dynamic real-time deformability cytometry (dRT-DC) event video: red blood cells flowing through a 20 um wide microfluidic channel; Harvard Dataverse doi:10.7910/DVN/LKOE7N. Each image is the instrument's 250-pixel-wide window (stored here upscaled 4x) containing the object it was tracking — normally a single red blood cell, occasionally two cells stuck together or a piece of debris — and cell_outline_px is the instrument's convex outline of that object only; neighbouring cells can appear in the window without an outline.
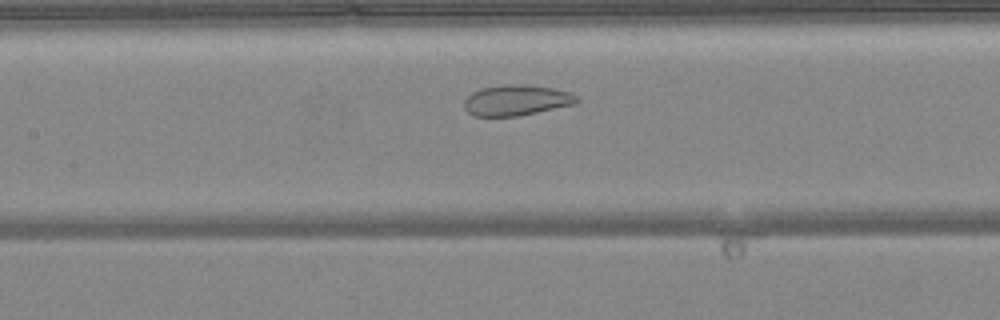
{"species": "common noctule bat (a hibernating species)", "species_latin": "Nyctalus noctula", "temperature_condition": "warm", "stored_images_in_passage": 32, "camera_frame_rate_fps": 3000, "um_per_image_px": 0.085, "animal": {"sex": "female", "body_mass_g": 24.6, "forearm_length_mm": 56.2}, "frame": {"image": 1, "passage_image": 12, "time_ms": 3.667, "image_size_px": [1000, 320], "cell_outline_px": [[580, 100], [576, 104], [520, 116], [472, 116], [464, 108], [464, 100], [472, 92], [480, 88], [504, 84], [516, 84], [552, 88], [568, 92], [576, 96]], "centroid_in_image_um": [43.87, 8.53], "position_along_channel_um": 163.5, "area_um2": 20.17}}
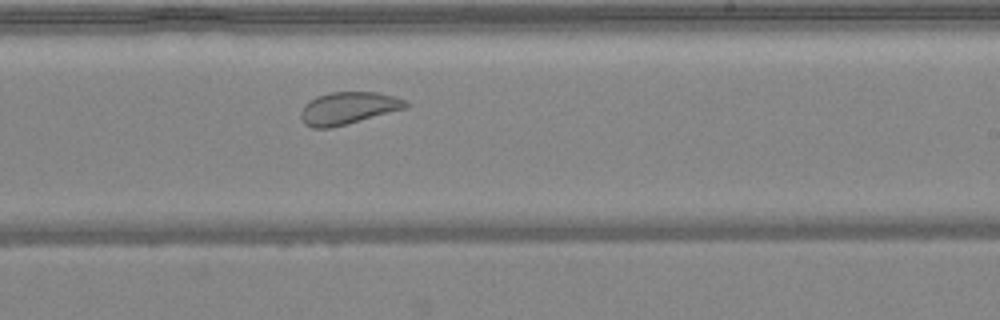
{"frame": {"image": 2, "passage_image": 19, "time_ms": 6.0, "image_size_px": [1000, 320], "cell_outline_px": [[408, 108], [328, 128], [312, 128], [304, 124], [300, 116], [300, 112], [304, 104], [308, 100], [316, 96], [332, 92], [376, 92], [396, 96], [404, 100], [408, 104]], "centroid_in_image_um": [29.57, 9.18], "position_along_channel_um": 259.4, "area_um2": 19.71}}
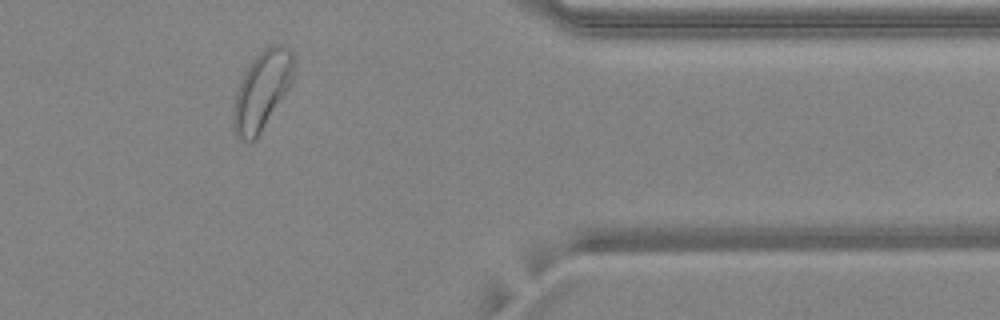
{"frame": {"image": 3, "passage_image": 30, "time_ms": 9.667, "image_size_px": [1000, 320], "cell_outline_px": [[292, 84], [256, 140], [244, 140], [236, 136], [232, 128], [232, 116], [236, 92], [240, 80], [244, 72], [252, 60], [264, 48], [272, 44], [280, 44], [292, 52]], "centroid_in_image_um": [22.23, 7.72], "position_along_channel_um": 389.2, "area_um2": 27.51}, "authors_computed_cell_mechanics": {"area_um2": 21.2704, "velocity_mm_per_s": 4.1178, "shape_relaxation_time_tau1_ms": null, "shape_relaxation_time_tau2_ms": 0.8849, "deformation_change_tau1": null, "deformation_change_tau2": 0.0725}}